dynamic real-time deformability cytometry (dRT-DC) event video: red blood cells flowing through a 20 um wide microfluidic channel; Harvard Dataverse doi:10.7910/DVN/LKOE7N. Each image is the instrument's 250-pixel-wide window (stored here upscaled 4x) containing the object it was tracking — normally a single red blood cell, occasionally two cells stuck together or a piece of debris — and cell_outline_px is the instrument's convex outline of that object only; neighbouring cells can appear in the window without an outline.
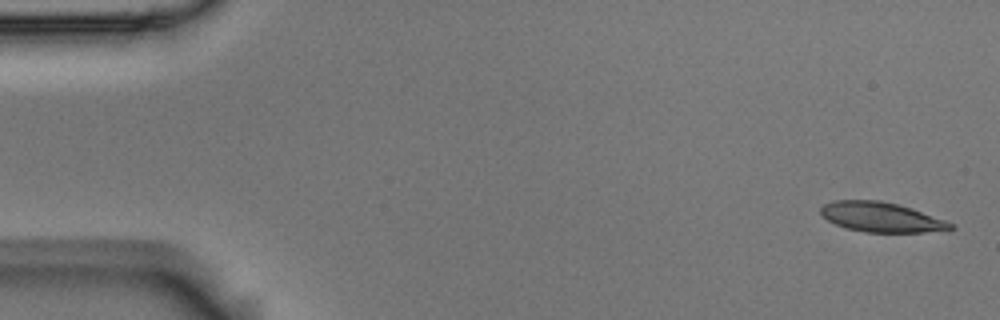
{"species": "Egyptian fruit bat (a non-hibernating species)", "species_latin": "Rousettus aegyptiacus", "temperature_condition": "room temperature", "stored_images_in_passage": 5, "camera_frame_rate_fps": 3000, "um_per_image_px": 0.085, "animal": {"sex": "male"}, "frame": {"image": 1, "passage_image": 1, "time_ms": 0.0, "image_size_px": [1000, 320], "cell_outline_px": [[956, 228], [924, 232], [864, 232], [844, 228], [828, 220], [820, 212], [820, 208], [824, 204], [832, 200], [880, 200], [896, 204], [944, 220], [952, 224]], "centroid_in_image_um": [74.83, 18.45], "position_along_channel_um": 10.2, "area_um2": 22.14}}
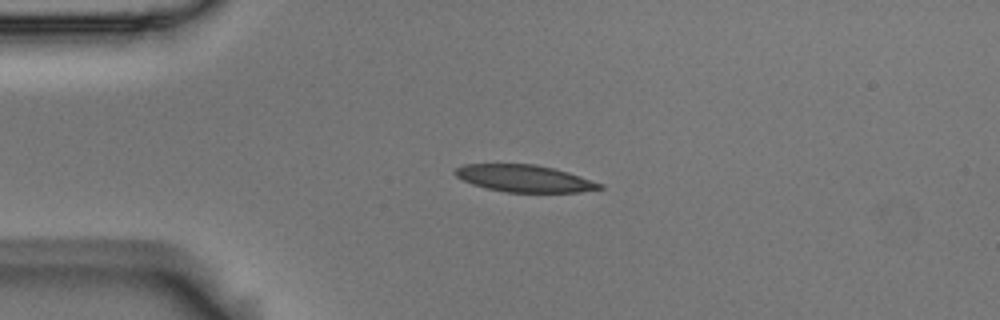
{"frame": {"image": 2, "passage_image": 4, "time_ms": 1.0, "image_size_px": [1000, 320], "cell_outline_px": [[604, 188], [580, 192], [508, 192], [488, 188], [472, 184], [456, 176], [452, 172], [456, 168], [464, 164], [536, 164], [568, 172], [604, 184]], "centroid_in_image_um": [44.59, 15.16], "position_along_channel_um": 40.4, "area_um2": 22.66}}